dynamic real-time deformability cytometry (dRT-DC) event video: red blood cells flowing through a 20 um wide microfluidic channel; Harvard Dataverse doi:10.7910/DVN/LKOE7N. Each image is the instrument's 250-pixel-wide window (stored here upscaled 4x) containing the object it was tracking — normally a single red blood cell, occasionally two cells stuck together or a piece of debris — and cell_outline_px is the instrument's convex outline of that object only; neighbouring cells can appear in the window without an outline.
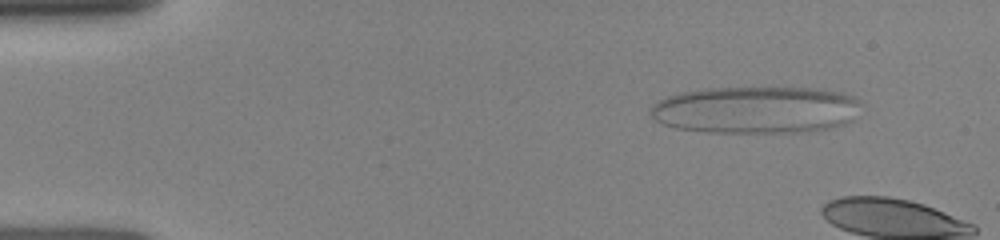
{"species": "human", "species_latin": "Homo sapiens", "temperature_condition": "room temperature", "stored_images_in_passage": 6, "camera_frame_rate_fps": 3000, "um_per_image_px": 0.085, "donor": {"sex": "female"}, "frame": {"image": 1, "passage_image": 2, "time_ms": 0.333, "image_size_px": [1000, 240], "cell_outline_px": [[860, 104], [852, 120], [844, 124], [832, 128], [808, 132], [708, 132], [676, 128], [664, 124], [656, 120], [648, 112], [652, 104], [668, 96], [680, 92], [704, 88], [816, 88], [840, 92], [852, 96], [860, 100]], "centroid_in_image_um": [64.24, 9.34], "position_along_channel_um": 20.8, "area_um2": 58.03}}